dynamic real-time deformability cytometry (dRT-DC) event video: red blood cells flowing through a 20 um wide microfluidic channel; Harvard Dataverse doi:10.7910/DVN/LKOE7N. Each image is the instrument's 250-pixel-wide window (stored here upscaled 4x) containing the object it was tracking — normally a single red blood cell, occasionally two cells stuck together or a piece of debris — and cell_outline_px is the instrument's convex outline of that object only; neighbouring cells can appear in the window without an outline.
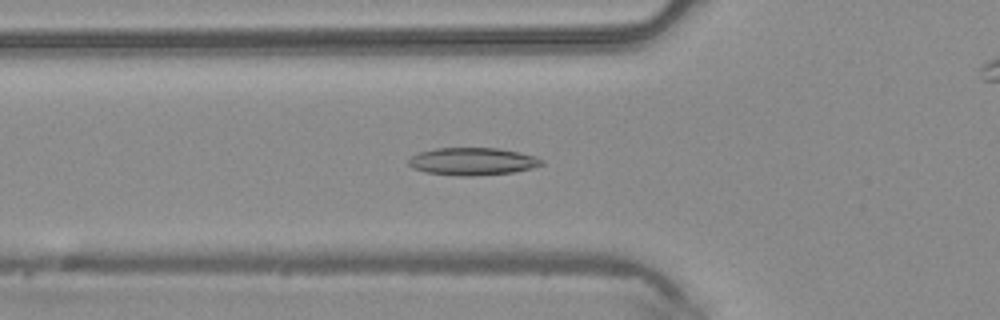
{"species": "common noctule bat (a hibernating species)", "species_latin": "Nyctalus noctula", "temperature_condition": "warm", "stored_images_in_passage": 48, "camera_frame_rate_fps": 3000, "um_per_image_px": 0.085, "animal": {"sex": "male", "body_mass_g": 20.4}, "frame": {"image": 1, "passage_image": 17, "time_ms": 5.333, "image_size_px": [1000, 320], "cell_outline_px": [[544, 164], [532, 168], [512, 172], [472, 176], [460, 176], [428, 172], [412, 168], [408, 164], [408, 160], [412, 156], [420, 152], [436, 148], [496, 148], [520, 152], [544, 160]], "centroid_in_image_um": [40.17, 13.72], "position_along_channel_um": 85.6, "area_um2": 21.15}}
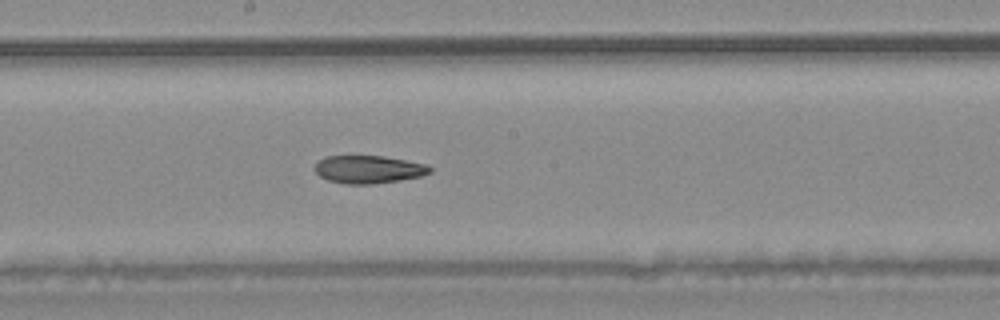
{"frame": {"image": 2, "passage_image": 26, "time_ms": 8.333, "image_size_px": [1000, 320], "cell_outline_px": [[432, 172], [420, 176], [400, 180], [372, 184], [344, 184], [328, 180], [320, 176], [312, 168], [324, 156], [384, 156], [428, 164], [432, 168]], "centroid_in_image_um": [31.33, 14.39], "position_along_channel_um": 216.9, "area_um2": 18.79}}
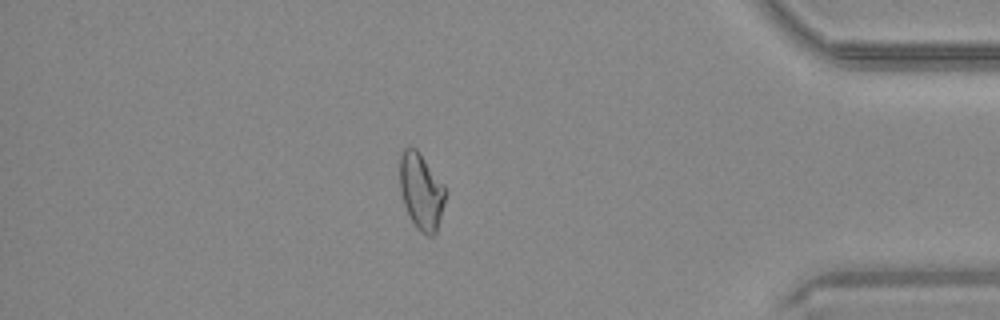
{"frame": {"image": 3, "passage_image": 41, "time_ms": 13.333, "image_size_px": [1000, 320], "cell_outline_px": [[444, 204], [436, 232], [432, 236], [428, 236], [420, 232], [416, 228], [404, 204], [400, 188], [400, 152], [404, 148], [416, 148], [444, 184]], "centroid_in_image_um": [35.79, 16.26], "position_along_channel_um": 399.4, "area_um2": 20.0}}